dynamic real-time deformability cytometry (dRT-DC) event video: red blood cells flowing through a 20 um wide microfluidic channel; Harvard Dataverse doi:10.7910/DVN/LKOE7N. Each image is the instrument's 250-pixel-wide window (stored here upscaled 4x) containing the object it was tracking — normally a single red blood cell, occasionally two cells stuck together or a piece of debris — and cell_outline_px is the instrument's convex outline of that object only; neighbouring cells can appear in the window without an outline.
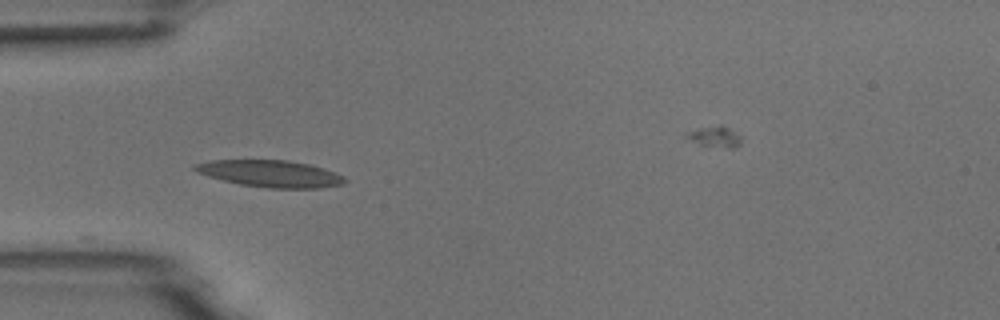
{"species": "common noctule bat (a hibernating species)", "species_latin": "Nyctalus noctula", "temperature_condition": "room temperature", "stored_images_in_passage": 8, "camera_frame_rate_fps": 3000, "um_per_image_px": 0.085, "animal": {"sex": "male", "body_mass_g": 18.8}, "frame": {"image": 1, "passage_image": 1, "time_ms": 0.0, "image_size_px": [1000, 320], "cell_outline_px": [[348, 180], [344, 184], [320, 188], [268, 188], [240, 184], [208, 176], [196, 172], [192, 168], [196, 164], [212, 160], [288, 160], [308, 164], [324, 168], [336, 172], [344, 176]], "centroid_in_image_um": [23.04, 14.76], "position_along_channel_um": 62.0, "area_um2": 23.47}}